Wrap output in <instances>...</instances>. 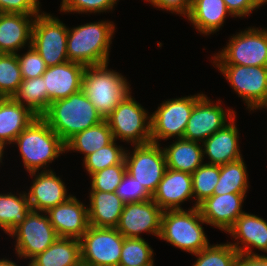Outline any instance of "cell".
Segmentation results:
<instances>
[{"label": "cell", "mask_w": 267, "mask_h": 266, "mask_svg": "<svg viewBox=\"0 0 267 266\" xmlns=\"http://www.w3.org/2000/svg\"><path fill=\"white\" fill-rule=\"evenodd\" d=\"M214 65L267 66V28H248L227 43L212 57Z\"/></svg>", "instance_id": "52a82bcc"}, {"label": "cell", "mask_w": 267, "mask_h": 266, "mask_svg": "<svg viewBox=\"0 0 267 266\" xmlns=\"http://www.w3.org/2000/svg\"><path fill=\"white\" fill-rule=\"evenodd\" d=\"M42 118L65 143L76 133L104 121L82 90L50 103Z\"/></svg>", "instance_id": "6da1fadb"}, {"label": "cell", "mask_w": 267, "mask_h": 266, "mask_svg": "<svg viewBox=\"0 0 267 266\" xmlns=\"http://www.w3.org/2000/svg\"><path fill=\"white\" fill-rule=\"evenodd\" d=\"M163 151L169 169L192 174L203 164V146L197 141L180 138Z\"/></svg>", "instance_id": "4316f807"}, {"label": "cell", "mask_w": 267, "mask_h": 266, "mask_svg": "<svg viewBox=\"0 0 267 266\" xmlns=\"http://www.w3.org/2000/svg\"><path fill=\"white\" fill-rule=\"evenodd\" d=\"M28 196L26 192L19 197L11 194H0V228L7 235L20 225L30 212Z\"/></svg>", "instance_id": "4dcf8cb0"}, {"label": "cell", "mask_w": 267, "mask_h": 266, "mask_svg": "<svg viewBox=\"0 0 267 266\" xmlns=\"http://www.w3.org/2000/svg\"><path fill=\"white\" fill-rule=\"evenodd\" d=\"M8 235L16 237L14 249L18 257L30 260L44 252L59 237L47 214L35 210H30L25 220Z\"/></svg>", "instance_id": "7c38bea8"}, {"label": "cell", "mask_w": 267, "mask_h": 266, "mask_svg": "<svg viewBox=\"0 0 267 266\" xmlns=\"http://www.w3.org/2000/svg\"><path fill=\"white\" fill-rule=\"evenodd\" d=\"M227 15L234 17L224 0H192L187 17L200 33L210 35L223 26Z\"/></svg>", "instance_id": "484cf974"}, {"label": "cell", "mask_w": 267, "mask_h": 266, "mask_svg": "<svg viewBox=\"0 0 267 266\" xmlns=\"http://www.w3.org/2000/svg\"><path fill=\"white\" fill-rule=\"evenodd\" d=\"M114 140L113 133L106 120L76 133L66 143V151L75 150L84 154V159L91 153L110 144Z\"/></svg>", "instance_id": "f1b7e54d"}, {"label": "cell", "mask_w": 267, "mask_h": 266, "mask_svg": "<svg viewBox=\"0 0 267 266\" xmlns=\"http://www.w3.org/2000/svg\"><path fill=\"white\" fill-rule=\"evenodd\" d=\"M247 108H267V66L216 65Z\"/></svg>", "instance_id": "30bf717a"}, {"label": "cell", "mask_w": 267, "mask_h": 266, "mask_svg": "<svg viewBox=\"0 0 267 266\" xmlns=\"http://www.w3.org/2000/svg\"><path fill=\"white\" fill-rule=\"evenodd\" d=\"M116 195L124 203L142 202L152 199V195L129 173H125L116 189Z\"/></svg>", "instance_id": "f35d334b"}, {"label": "cell", "mask_w": 267, "mask_h": 266, "mask_svg": "<svg viewBox=\"0 0 267 266\" xmlns=\"http://www.w3.org/2000/svg\"><path fill=\"white\" fill-rule=\"evenodd\" d=\"M22 80L17 54L0 53V98L13 97Z\"/></svg>", "instance_id": "e575fe53"}, {"label": "cell", "mask_w": 267, "mask_h": 266, "mask_svg": "<svg viewBox=\"0 0 267 266\" xmlns=\"http://www.w3.org/2000/svg\"><path fill=\"white\" fill-rule=\"evenodd\" d=\"M27 172L43 168L66 151L65 142L42 117H36L14 140ZM45 168V169H44Z\"/></svg>", "instance_id": "7a4b0ae2"}, {"label": "cell", "mask_w": 267, "mask_h": 266, "mask_svg": "<svg viewBox=\"0 0 267 266\" xmlns=\"http://www.w3.org/2000/svg\"><path fill=\"white\" fill-rule=\"evenodd\" d=\"M156 8L166 10L171 13L182 14L188 16L192 4V0H146Z\"/></svg>", "instance_id": "7bdbcfd3"}, {"label": "cell", "mask_w": 267, "mask_h": 266, "mask_svg": "<svg viewBox=\"0 0 267 266\" xmlns=\"http://www.w3.org/2000/svg\"><path fill=\"white\" fill-rule=\"evenodd\" d=\"M193 197L191 174L166 169L152 200L163 210H183L181 203Z\"/></svg>", "instance_id": "ffe728a7"}, {"label": "cell", "mask_w": 267, "mask_h": 266, "mask_svg": "<svg viewBox=\"0 0 267 266\" xmlns=\"http://www.w3.org/2000/svg\"><path fill=\"white\" fill-rule=\"evenodd\" d=\"M38 0H0V13L39 15Z\"/></svg>", "instance_id": "b9f144b4"}, {"label": "cell", "mask_w": 267, "mask_h": 266, "mask_svg": "<svg viewBox=\"0 0 267 266\" xmlns=\"http://www.w3.org/2000/svg\"><path fill=\"white\" fill-rule=\"evenodd\" d=\"M115 142L116 140L114 139L110 144L89 154L83 160L85 170H87L89 176L104 168L121 164L125 160L126 150L120 145L117 146Z\"/></svg>", "instance_id": "d590c367"}, {"label": "cell", "mask_w": 267, "mask_h": 266, "mask_svg": "<svg viewBox=\"0 0 267 266\" xmlns=\"http://www.w3.org/2000/svg\"><path fill=\"white\" fill-rule=\"evenodd\" d=\"M89 197V225L116 228L125 203L115 192L91 191Z\"/></svg>", "instance_id": "d4e9b609"}, {"label": "cell", "mask_w": 267, "mask_h": 266, "mask_svg": "<svg viewBox=\"0 0 267 266\" xmlns=\"http://www.w3.org/2000/svg\"><path fill=\"white\" fill-rule=\"evenodd\" d=\"M130 94L131 92L105 120L108 122L115 140L132 142L133 145L150 143L151 116Z\"/></svg>", "instance_id": "8992f818"}, {"label": "cell", "mask_w": 267, "mask_h": 266, "mask_svg": "<svg viewBox=\"0 0 267 266\" xmlns=\"http://www.w3.org/2000/svg\"><path fill=\"white\" fill-rule=\"evenodd\" d=\"M162 213L152 199L125 203L116 229L126 238H141L143 232L159 237Z\"/></svg>", "instance_id": "9a60e30c"}, {"label": "cell", "mask_w": 267, "mask_h": 266, "mask_svg": "<svg viewBox=\"0 0 267 266\" xmlns=\"http://www.w3.org/2000/svg\"><path fill=\"white\" fill-rule=\"evenodd\" d=\"M203 95L202 93L170 99L160 104L150 115L151 142L160 144V140L170 137L183 138L193 107Z\"/></svg>", "instance_id": "9c48e42d"}, {"label": "cell", "mask_w": 267, "mask_h": 266, "mask_svg": "<svg viewBox=\"0 0 267 266\" xmlns=\"http://www.w3.org/2000/svg\"><path fill=\"white\" fill-rule=\"evenodd\" d=\"M80 260L79 239L58 237L44 252L32 258L29 266H74Z\"/></svg>", "instance_id": "83f0119b"}, {"label": "cell", "mask_w": 267, "mask_h": 266, "mask_svg": "<svg viewBox=\"0 0 267 266\" xmlns=\"http://www.w3.org/2000/svg\"><path fill=\"white\" fill-rule=\"evenodd\" d=\"M197 257L192 266H235L239 253L230 244L209 245L194 254Z\"/></svg>", "instance_id": "8d00e7d4"}, {"label": "cell", "mask_w": 267, "mask_h": 266, "mask_svg": "<svg viewBox=\"0 0 267 266\" xmlns=\"http://www.w3.org/2000/svg\"><path fill=\"white\" fill-rule=\"evenodd\" d=\"M153 249L141 238H124L119 266H154Z\"/></svg>", "instance_id": "836d02e7"}, {"label": "cell", "mask_w": 267, "mask_h": 266, "mask_svg": "<svg viewBox=\"0 0 267 266\" xmlns=\"http://www.w3.org/2000/svg\"><path fill=\"white\" fill-rule=\"evenodd\" d=\"M118 0H62L61 12L100 13L112 10Z\"/></svg>", "instance_id": "ab89813d"}, {"label": "cell", "mask_w": 267, "mask_h": 266, "mask_svg": "<svg viewBox=\"0 0 267 266\" xmlns=\"http://www.w3.org/2000/svg\"><path fill=\"white\" fill-rule=\"evenodd\" d=\"M227 9L234 17H246L259 8L257 0H224Z\"/></svg>", "instance_id": "ee69618b"}, {"label": "cell", "mask_w": 267, "mask_h": 266, "mask_svg": "<svg viewBox=\"0 0 267 266\" xmlns=\"http://www.w3.org/2000/svg\"><path fill=\"white\" fill-rule=\"evenodd\" d=\"M191 177L193 198L196 201L193 207H198L206 198L213 196L220 177V166L202 164L191 174Z\"/></svg>", "instance_id": "d6a6232c"}, {"label": "cell", "mask_w": 267, "mask_h": 266, "mask_svg": "<svg viewBox=\"0 0 267 266\" xmlns=\"http://www.w3.org/2000/svg\"><path fill=\"white\" fill-rule=\"evenodd\" d=\"M107 67L108 63L86 66L81 87L104 120L131 90L121 73Z\"/></svg>", "instance_id": "277c9868"}, {"label": "cell", "mask_w": 267, "mask_h": 266, "mask_svg": "<svg viewBox=\"0 0 267 266\" xmlns=\"http://www.w3.org/2000/svg\"><path fill=\"white\" fill-rule=\"evenodd\" d=\"M235 119L207 138L203 143V156H208L207 164L225 165L242 158L238 144L239 133Z\"/></svg>", "instance_id": "603a6c76"}, {"label": "cell", "mask_w": 267, "mask_h": 266, "mask_svg": "<svg viewBox=\"0 0 267 266\" xmlns=\"http://www.w3.org/2000/svg\"><path fill=\"white\" fill-rule=\"evenodd\" d=\"M44 214L59 237L80 239L89 227L88 207L72 195Z\"/></svg>", "instance_id": "2e32d148"}, {"label": "cell", "mask_w": 267, "mask_h": 266, "mask_svg": "<svg viewBox=\"0 0 267 266\" xmlns=\"http://www.w3.org/2000/svg\"><path fill=\"white\" fill-rule=\"evenodd\" d=\"M0 266H18L14 261L8 259H0Z\"/></svg>", "instance_id": "bcb514c9"}, {"label": "cell", "mask_w": 267, "mask_h": 266, "mask_svg": "<svg viewBox=\"0 0 267 266\" xmlns=\"http://www.w3.org/2000/svg\"><path fill=\"white\" fill-rule=\"evenodd\" d=\"M124 238L116 228L89 225L79 239L81 260L92 266H119Z\"/></svg>", "instance_id": "8fae6325"}, {"label": "cell", "mask_w": 267, "mask_h": 266, "mask_svg": "<svg viewBox=\"0 0 267 266\" xmlns=\"http://www.w3.org/2000/svg\"><path fill=\"white\" fill-rule=\"evenodd\" d=\"M258 7L262 6L264 3H267V0H257Z\"/></svg>", "instance_id": "681fc988"}, {"label": "cell", "mask_w": 267, "mask_h": 266, "mask_svg": "<svg viewBox=\"0 0 267 266\" xmlns=\"http://www.w3.org/2000/svg\"><path fill=\"white\" fill-rule=\"evenodd\" d=\"M36 117L12 97L0 98V142L5 145L13 143Z\"/></svg>", "instance_id": "cb8c5ba5"}, {"label": "cell", "mask_w": 267, "mask_h": 266, "mask_svg": "<svg viewBox=\"0 0 267 266\" xmlns=\"http://www.w3.org/2000/svg\"><path fill=\"white\" fill-rule=\"evenodd\" d=\"M247 167L243 158L220 166V177L213 195L246 193L248 190Z\"/></svg>", "instance_id": "1f68e13d"}, {"label": "cell", "mask_w": 267, "mask_h": 266, "mask_svg": "<svg viewBox=\"0 0 267 266\" xmlns=\"http://www.w3.org/2000/svg\"><path fill=\"white\" fill-rule=\"evenodd\" d=\"M35 17L36 15L0 13V53L17 54L25 44L32 45Z\"/></svg>", "instance_id": "7402d4cb"}, {"label": "cell", "mask_w": 267, "mask_h": 266, "mask_svg": "<svg viewBox=\"0 0 267 266\" xmlns=\"http://www.w3.org/2000/svg\"><path fill=\"white\" fill-rule=\"evenodd\" d=\"M85 68V65L72 61L48 67L42 76L50 103L80 91Z\"/></svg>", "instance_id": "d6986e66"}, {"label": "cell", "mask_w": 267, "mask_h": 266, "mask_svg": "<svg viewBox=\"0 0 267 266\" xmlns=\"http://www.w3.org/2000/svg\"><path fill=\"white\" fill-rule=\"evenodd\" d=\"M68 28L48 13L36 15L32 30V46L48 67L63 64L67 56Z\"/></svg>", "instance_id": "ba28073f"}, {"label": "cell", "mask_w": 267, "mask_h": 266, "mask_svg": "<svg viewBox=\"0 0 267 266\" xmlns=\"http://www.w3.org/2000/svg\"><path fill=\"white\" fill-rule=\"evenodd\" d=\"M246 193H227L213 195L198 205L206 224L227 232L244 213L242 202Z\"/></svg>", "instance_id": "e0dca14e"}, {"label": "cell", "mask_w": 267, "mask_h": 266, "mask_svg": "<svg viewBox=\"0 0 267 266\" xmlns=\"http://www.w3.org/2000/svg\"><path fill=\"white\" fill-rule=\"evenodd\" d=\"M12 98L27 107L37 117H42L50 106L43 76L23 79Z\"/></svg>", "instance_id": "f546056e"}, {"label": "cell", "mask_w": 267, "mask_h": 266, "mask_svg": "<svg viewBox=\"0 0 267 266\" xmlns=\"http://www.w3.org/2000/svg\"><path fill=\"white\" fill-rule=\"evenodd\" d=\"M4 147H5V144L0 142V163H2Z\"/></svg>", "instance_id": "7dc6e473"}, {"label": "cell", "mask_w": 267, "mask_h": 266, "mask_svg": "<svg viewBox=\"0 0 267 266\" xmlns=\"http://www.w3.org/2000/svg\"><path fill=\"white\" fill-rule=\"evenodd\" d=\"M126 171L153 195L164 176L167 164L163 148L157 143L134 145L132 154L126 150Z\"/></svg>", "instance_id": "4fadbf2b"}, {"label": "cell", "mask_w": 267, "mask_h": 266, "mask_svg": "<svg viewBox=\"0 0 267 266\" xmlns=\"http://www.w3.org/2000/svg\"><path fill=\"white\" fill-rule=\"evenodd\" d=\"M28 49L29 50L24 55L20 56L17 53V59L23 79L42 76L48 68L45 61L32 45L28 46Z\"/></svg>", "instance_id": "60d3db41"}, {"label": "cell", "mask_w": 267, "mask_h": 266, "mask_svg": "<svg viewBox=\"0 0 267 266\" xmlns=\"http://www.w3.org/2000/svg\"><path fill=\"white\" fill-rule=\"evenodd\" d=\"M114 32L115 25L110 21L91 22L68 28V60L85 66L108 63Z\"/></svg>", "instance_id": "3957f363"}, {"label": "cell", "mask_w": 267, "mask_h": 266, "mask_svg": "<svg viewBox=\"0 0 267 266\" xmlns=\"http://www.w3.org/2000/svg\"><path fill=\"white\" fill-rule=\"evenodd\" d=\"M37 171L29 173L35 179L27 194L31 210L47 212L49 209L65 202L71 195L67 196V189L59 176L52 170Z\"/></svg>", "instance_id": "ac0fdd59"}, {"label": "cell", "mask_w": 267, "mask_h": 266, "mask_svg": "<svg viewBox=\"0 0 267 266\" xmlns=\"http://www.w3.org/2000/svg\"><path fill=\"white\" fill-rule=\"evenodd\" d=\"M235 266H267V255L239 254Z\"/></svg>", "instance_id": "f6af8a7d"}, {"label": "cell", "mask_w": 267, "mask_h": 266, "mask_svg": "<svg viewBox=\"0 0 267 266\" xmlns=\"http://www.w3.org/2000/svg\"><path fill=\"white\" fill-rule=\"evenodd\" d=\"M74 266H92L86 262H83L82 260H80L77 264H75Z\"/></svg>", "instance_id": "c3c4849f"}, {"label": "cell", "mask_w": 267, "mask_h": 266, "mask_svg": "<svg viewBox=\"0 0 267 266\" xmlns=\"http://www.w3.org/2000/svg\"><path fill=\"white\" fill-rule=\"evenodd\" d=\"M227 233L236 240L240 239L235 243L229 242L239 254L260 255L252 252L251 246L267 253V222L263 218L244 212Z\"/></svg>", "instance_id": "44dd1931"}, {"label": "cell", "mask_w": 267, "mask_h": 266, "mask_svg": "<svg viewBox=\"0 0 267 266\" xmlns=\"http://www.w3.org/2000/svg\"><path fill=\"white\" fill-rule=\"evenodd\" d=\"M203 223L206 221L198 207L186 211H163L159 238L180 250L196 254L210 245L201 225Z\"/></svg>", "instance_id": "5b68a950"}, {"label": "cell", "mask_w": 267, "mask_h": 266, "mask_svg": "<svg viewBox=\"0 0 267 266\" xmlns=\"http://www.w3.org/2000/svg\"><path fill=\"white\" fill-rule=\"evenodd\" d=\"M125 160L91 174V191L116 192V189L126 173Z\"/></svg>", "instance_id": "74e56055"}, {"label": "cell", "mask_w": 267, "mask_h": 266, "mask_svg": "<svg viewBox=\"0 0 267 266\" xmlns=\"http://www.w3.org/2000/svg\"><path fill=\"white\" fill-rule=\"evenodd\" d=\"M236 112L208 100L204 94L194 105L183 138L190 141L204 142L218 130L224 128L235 118Z\"/></svg>", "instance_id": "5bb4252c"}]
</instances>
